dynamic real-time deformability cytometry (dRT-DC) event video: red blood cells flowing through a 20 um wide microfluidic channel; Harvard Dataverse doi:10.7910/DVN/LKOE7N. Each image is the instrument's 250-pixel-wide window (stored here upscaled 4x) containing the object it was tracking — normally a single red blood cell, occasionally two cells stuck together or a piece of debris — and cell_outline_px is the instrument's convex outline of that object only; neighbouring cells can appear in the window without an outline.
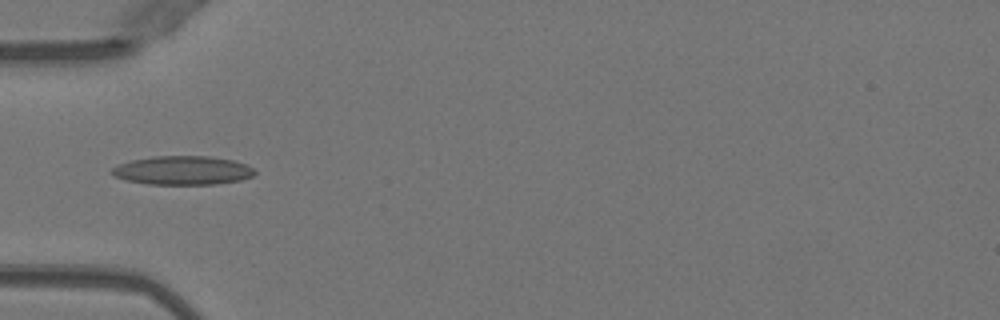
{"species": "Egyptian fruit bat (a non-hibernating species)", "species_latin": "Rousettus aegyptiacus", "temperature_condition": "warm", "stored_images_in_passage": 5, "camera_frame_rate_fps": 3000, "um_per_image_px": 0.085, "animal": {"sex": "female"}, "frame": {"image": 1, "passage_image": 1, "time_ms": 0.0, "image_size_px": [1000, 320], "cell_outline_px": [[256, 172], [252, 176], [240, 180], [216, 184], [148, 184], [124, 180], [108, 172], [112, 168], [120, 164], [132, 160], [152, 156], [208, 156], [232, 160], [244, 164], [252, 168]], "centroid_in_image_um": [15.49, 14.48], "position_along_channel_um": 69.5, "area_um2": 23.87}}
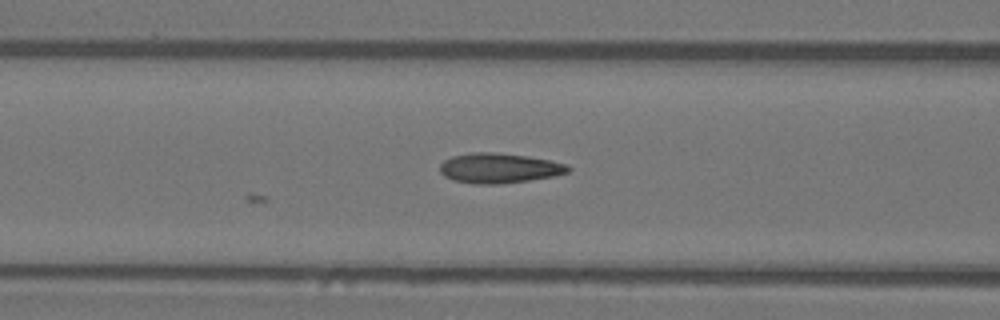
{"frame": {"image": 2, "passage_image": 5, "time_ms": 1.333, "image_size_px": [1000, 320], "cell_outline_px": [[572, 168], [568, 172], [556, 176], [500, 184], [472, 184], [452, 180], [444, 176], [440, 172], [440, 164], [444, 160], [452, 156], [468, 152], [492, 152], [528, 156], [568, 164]], "centroid_in_image_um": [42.41, 14.29], "position_along_channel_um": 124.2, "area_um2": 22.6}}